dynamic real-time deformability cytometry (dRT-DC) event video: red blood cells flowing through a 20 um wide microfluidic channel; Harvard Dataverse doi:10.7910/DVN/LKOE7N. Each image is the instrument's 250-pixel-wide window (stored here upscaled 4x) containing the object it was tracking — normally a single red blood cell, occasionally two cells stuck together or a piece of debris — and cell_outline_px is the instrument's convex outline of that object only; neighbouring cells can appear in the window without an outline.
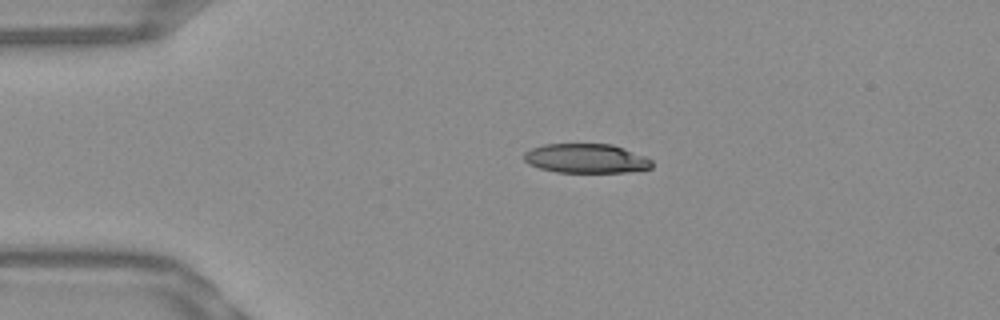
{"species": "Egyptian fruit bat (a non-hibernating species)", "species_latin": "Rousettus aegyptiacus", "temperature_condition": "warm", "stored_images_in_passage": 42, "camera_frame_rate_fps": 3000, "um_per_image_px": 0.085, "frame": {"image": 1, "passage_image": 1, "time_ms": 0.0, "image_size_px": [1000, 320], "cell_outline_px": [[652, 168], [628, 172], [556, 172], [540, 168], [528, 164], [524, 160], [524, 152], [532, 148], [544, 144], [612, 144], [624, 148], [644, 156], [652, 160]], "centroid_in_image_um": [49.81, 13.47], "position_along_channel_um": 35.2, "area_um2": 21.85}}
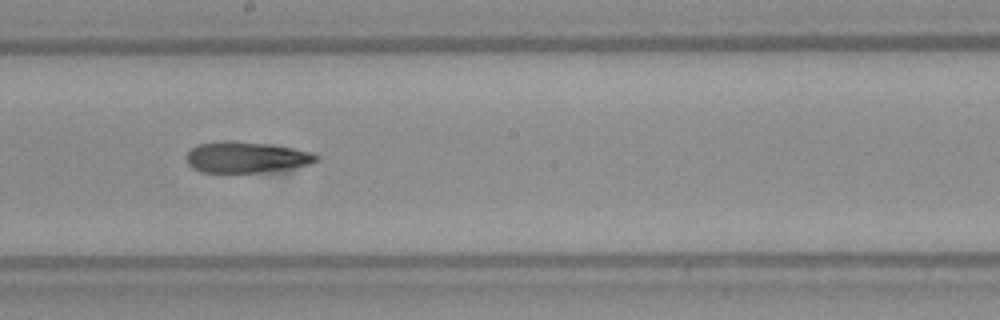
{"frame": {"image": 2, "passage_image": 19, "time_ms": 6.0, "image_size_px": [1000, 320], "cell_outline_px": [[320, 160], [308, 164], [288, 168], [260, 172], [200, 172], [192, 168], [188, 164], [188, 152], [196, 144], [224, 140], [232, 140], [264, 144], [292, 148], [312, 152], [320, 156]], "centroid_in_image_um": [20.91, 13.36], "position_along_channel_um": 227.3, "area_um2": 23.29}}
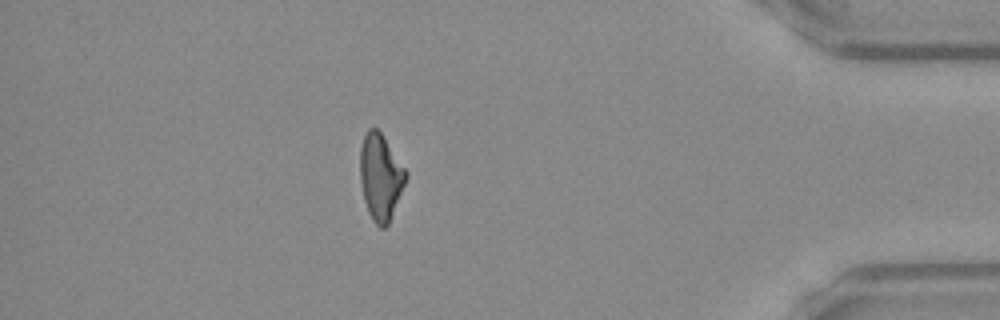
{"frame": {"image": 3, "passage_image": 36, "time_ms": 11.667, "image_size_px": [1000, 320], "cell_outline_px": [[408, 176], [388, 224], [384, 228], [380, 228], [372, 220], [368, 212], [364, 200], [360, 180], [360, 148], [364, 136], [368, 128], [376, 128], [380, 132], [408, 172]], "centroid_in_image_um": [32.34, 15.05], "position_along_channel_um": 402.9, "area_um2": 22.83}, "authors_computed_cell_mechanics": {"area_um2": 23.6113, "velocity_mm_per_s": 3.8623, "shape_relaxation_time_tau1_ms": 10.7738, "shape_relaxation_time_tau2_ms": 4.6472, "deformation_change_tau1": 0.2732, "deformation_change_tau2": 0.1476}}